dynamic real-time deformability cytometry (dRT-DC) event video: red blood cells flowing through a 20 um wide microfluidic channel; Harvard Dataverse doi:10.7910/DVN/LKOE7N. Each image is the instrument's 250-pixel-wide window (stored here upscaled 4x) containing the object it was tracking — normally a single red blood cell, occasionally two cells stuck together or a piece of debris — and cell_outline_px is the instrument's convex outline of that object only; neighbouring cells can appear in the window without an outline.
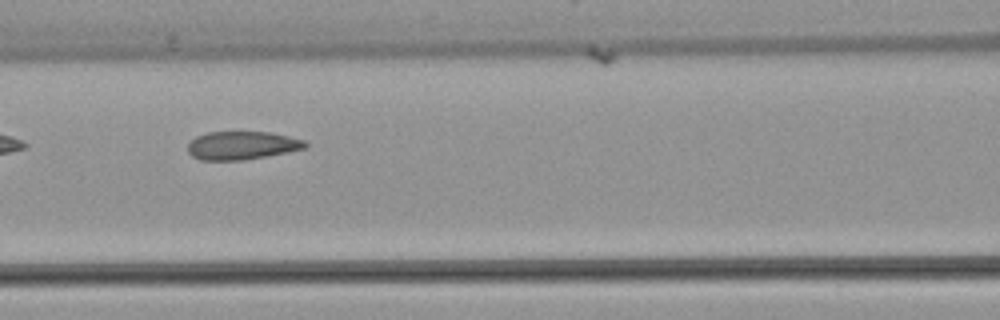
{"species": "common noctule bat (a hibernating species)", "species_latin": "Nyctalus noctula", "temperature_condition": "warm", "stored_images_in_passage": 4, "camera_frame_rate_fps": 3000, "um_per_image_px": 0.085, "animal": {"sex": "female", "body_mass_g": 22.7, "forearm_length_mm": 54.2}, "frame": {"image": 1, "passage_image": 3, "time_ms": 2.333, "image_size_px": [1000, 320], "cell_outline_px": [[308, 148], [268, 156], [244, 160], [200, 160], [192, 156], [188, 152], [188, 144], [196, 136], [208, 132], [272, 132], [304, 140], [308, 144]], "centroid_in_image_um": [20.59, 12.36], "position_along_channel_um": 146.0, "area_um2": 19.48}}
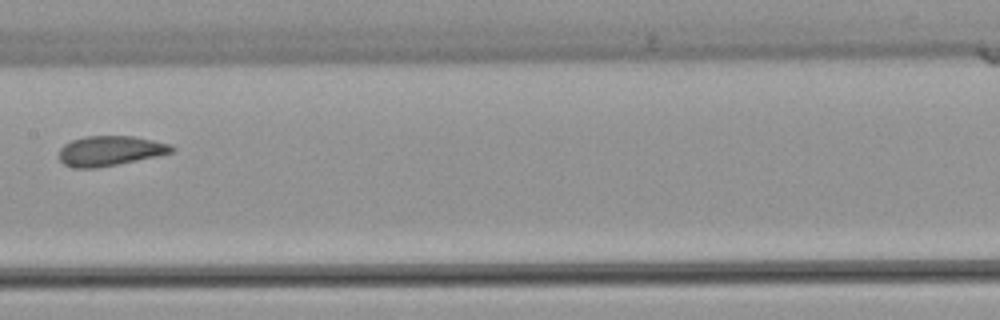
{"frame": {"image": 2, "passage_image": 4, "time_ms": 3.667, "image_size_px": [1000, 320], "cell_outline_px": [[176, 148], [172, 152], [160, 156], [96, 168], [76, 168], [64, 164], [60, 160], [60, 148], [64, 144], [72, 140], [84, 136], [132, 136], [172, 144]], "centroid_in_image_um": [9.39, 12.82], "position_along_channel_um": 198.0, "area_um2": 19.71}}